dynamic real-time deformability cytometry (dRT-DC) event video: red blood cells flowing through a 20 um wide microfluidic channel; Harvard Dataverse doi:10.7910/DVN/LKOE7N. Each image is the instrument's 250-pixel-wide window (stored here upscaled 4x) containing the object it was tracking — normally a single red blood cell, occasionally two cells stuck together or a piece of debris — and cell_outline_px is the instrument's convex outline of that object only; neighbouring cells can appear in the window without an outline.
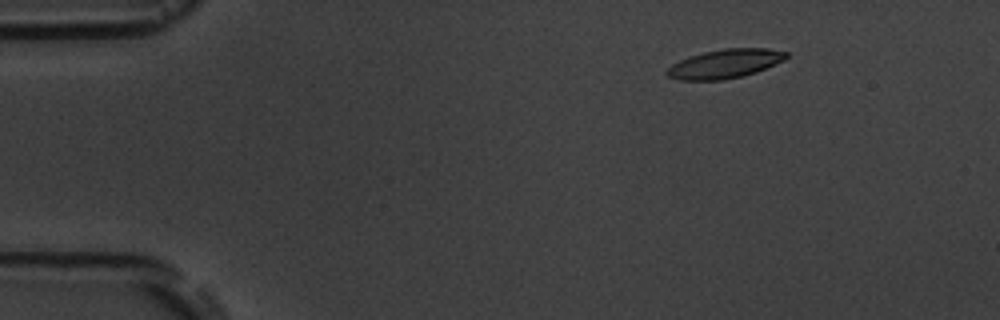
{"species": "common noctule bat (a hibernating species)", "species_latin": "Nyctalus noctula", "temperature_condition": "room temperature", "stored_images_in_passage": 5, "camera_frame_rate_fps": 3000, "um_per_image_px": 0.085, "animal": {"sex": "male", "body_mass_g": 19.5, "forearm_length_mm": 54.6}, "frame": {"image": 1, "passage_image": 3, "time_ms": 2.667, "image_size_px": [1000, 320], "cell_outline_px": [[788, 56], [784, 60], [756, 72], [724, 80], [680, 80], [668, 76], [664, 72], [672, 64], [688, 56], [704, 52], [724, 48], [768, 48], [788, 52]], "centroid_in_image_um": [61.61, 5.41], "position_along_channel_um": 23.4, "area_um2": 20.11}}